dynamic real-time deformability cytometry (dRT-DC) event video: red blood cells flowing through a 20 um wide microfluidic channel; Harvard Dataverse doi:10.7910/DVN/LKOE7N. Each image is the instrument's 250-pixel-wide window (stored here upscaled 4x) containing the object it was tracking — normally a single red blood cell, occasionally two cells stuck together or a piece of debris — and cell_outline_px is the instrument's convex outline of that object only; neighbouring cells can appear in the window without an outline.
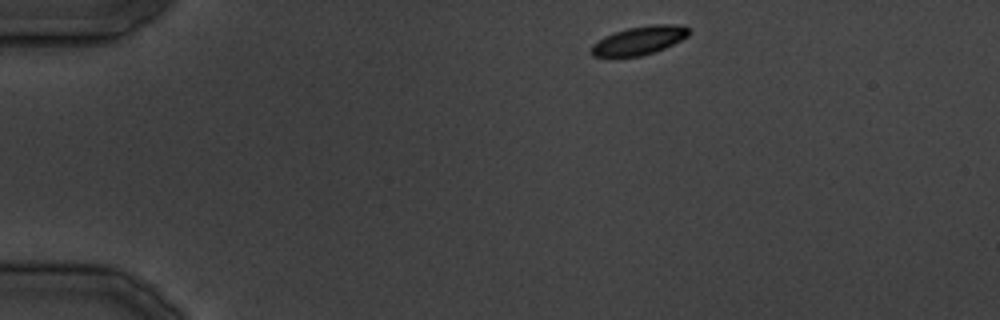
{"species": "common noctule bat (a hibernating species)", "species_latin": "Nyctalus noctula", "temperature_condition": "cold", "stored_images_in_passage": 10, "camera_frame_rate_fps": 3000, "um_per_image_px": 0.085, "animal": {"sex": "male", "body_mass_g": 19.5, "forearm_length_mm": 54.6}, "frame": {"image": 1, "passage_image": 1, "time_ms": 0.0, "image_size_px": [1000, 320], "cell_outline_px": [[688, 36], [664, 48], [640, 56], [592, 56], [592, 44], [604, 36], [628, 28], [652, 24], [680, 24], [688, 28]], "centroid_in_image_um": [54.34, 3.42], "position_along_channel_um": 30.7, "area_um2": 15.84}}
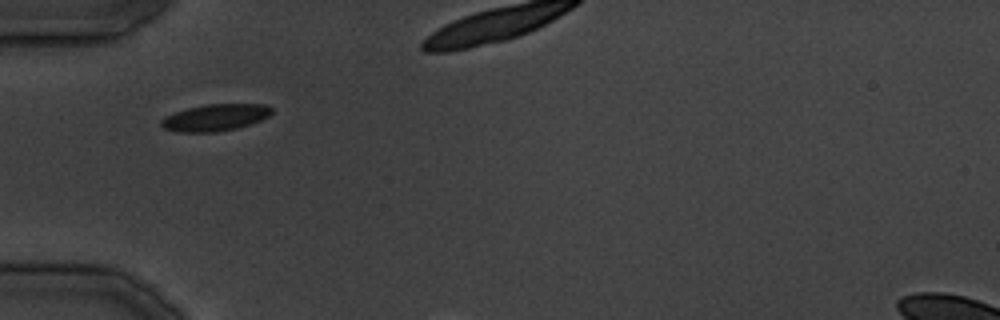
{"frame": {"image": 2, "passage_image": 7, "time_ms": 6.667, "image_size_px": [1000, 320], "cell_outline_px": [[272, 112], [268, 116], [260, 120], [236, 128], [216, 132], [176, 132], [164, 128], [160, 124], [160, 120], [164, 116], [188, 108], [208, 104], [264, 104], [272, 108]], "centroid_in_image_um": [18.26, 9.99], "position_along_channel_um": 66.7, "area_um2": 17.11}}